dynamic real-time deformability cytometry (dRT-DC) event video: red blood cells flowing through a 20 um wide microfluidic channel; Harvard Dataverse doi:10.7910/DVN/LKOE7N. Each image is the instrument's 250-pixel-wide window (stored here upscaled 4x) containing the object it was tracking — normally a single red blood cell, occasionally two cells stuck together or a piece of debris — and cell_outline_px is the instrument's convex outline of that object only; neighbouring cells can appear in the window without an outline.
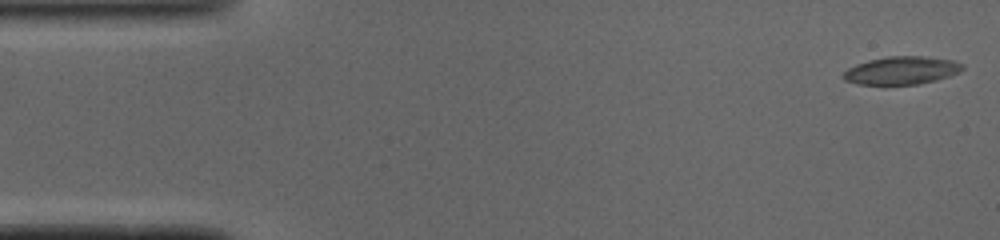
{"species": "common noctule bat (a hibernating species)", "species_latin": "Nyctalus noctula", "temperature_condition": "cold", "stored_images_in_passage": 48, "camera_frame_rate_fps": 3000, "um_per_image_px": 0.085, "animal": {"sex": "male", "body_mass_g": 19.0, "forearm_length_mm": 50.8}, "frame": {"image": 1, "passage_image": 1, "time_ms": 0.0, "image_size_px": [1000, 240], "cell_outline_px": [[964, 68], [960, 72], [936, 80], [920, 84], [860, 84], [844, 80], [844, 72], [848, 68], [856, 64], [868, 60], [888, 56], [924, 56], [952, 60], [964, 64]], "centroid_in_image_um": [76.66, 5.98], "position_along_channel_um": 8.3, "area_um2": 19.31}}
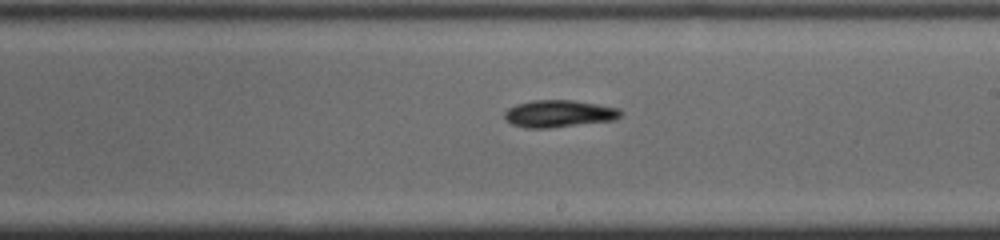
{"frame": {"image": 2, "passage_image": 27, "time_ms": 8.667, "image_size_px": [1000, 240], "cell_outline_px": [[624, 112], [616, 120], [544, 128], [528, 128], [512, 124], [504, 116], [504, 112], [508, 108], [516, 104], [532, 100], [572, 100], [620, 108]], "centroid_in_image_um": [47.53, 9.65], "position_along_channel_um": 241.5, "area_um2": 18.26}}
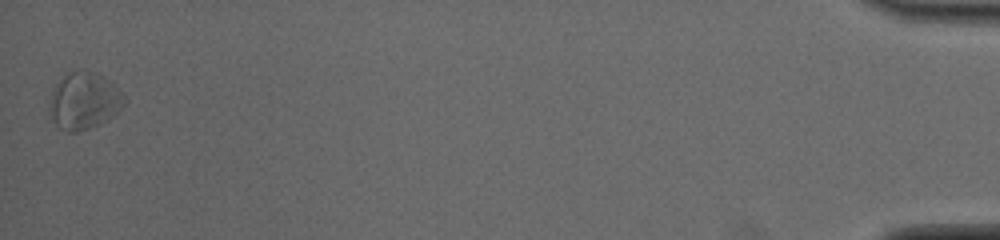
{"frame": {"image": 3, "passage_image": 48, "time_ms": 15.667, "image_size_px": [1000, 240], "cell_outline_px": [[128, 100], [112, 116], [100, 124], [76, 132], [68, 132], [60, 128], [56, 124], [52, 116], [48, 104], [52, 88], [68, 72], [84, 68], [96, 72], [104, 76]], "centroid_in_image_um": [7.12, 8.54], "position_along_channel_um": 428.1, "area_um2": 24.8}, "authors_computed_cell_mechanics": {"area_um2": 18.3226, "velocity_mm_per_s": 4.0658, "shape_relaxation_time_tau1_ms": 3.1843, "shape_relaxation_time_tau2_ms": null, "deformation_change_tau1": 0.0755, "deformation_change_tau2": null}}